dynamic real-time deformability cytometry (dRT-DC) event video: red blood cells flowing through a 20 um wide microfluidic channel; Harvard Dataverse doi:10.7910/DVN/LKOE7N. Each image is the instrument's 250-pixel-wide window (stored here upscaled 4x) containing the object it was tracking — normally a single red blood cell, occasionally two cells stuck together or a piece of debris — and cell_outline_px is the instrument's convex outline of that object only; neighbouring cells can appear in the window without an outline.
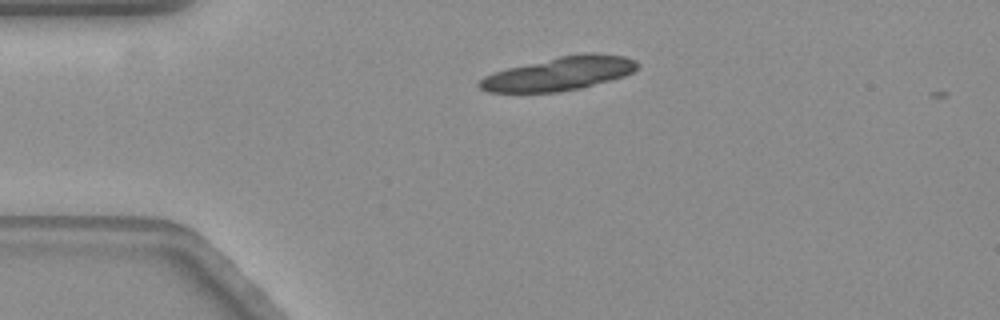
{"species": "common noctule bat (a hibernating species)", "species_latin": "Nyctalus noctula", "temperature_condition": "warm", "stored_images_in_passage": 3, "camera_frame_rate_fps": 3000, "um_per_image_px": 0.085, "animal": {"sex": "female", "body_mass_g": 19.3, "forearm_length_mm": 54.1}, "frame": {"image": 1, "passage_image": 1, "time_ms": 0.0, "image_size_px": [1000, 320], "cell_outline_px": [[640, 68], [624, 76], [580, 88], [560, 92], [488, 92], [480, 88], [476, 84], [484, 76], [492, 72], [508, 68], [560, 56], [584, 52], [596, 52], [624, 56], [636, 60], [640, 64]], "centroid_in_image_um": [47.57, 6.25], "position_along_channel_um": 37.4, "area_um2": 31.04}}